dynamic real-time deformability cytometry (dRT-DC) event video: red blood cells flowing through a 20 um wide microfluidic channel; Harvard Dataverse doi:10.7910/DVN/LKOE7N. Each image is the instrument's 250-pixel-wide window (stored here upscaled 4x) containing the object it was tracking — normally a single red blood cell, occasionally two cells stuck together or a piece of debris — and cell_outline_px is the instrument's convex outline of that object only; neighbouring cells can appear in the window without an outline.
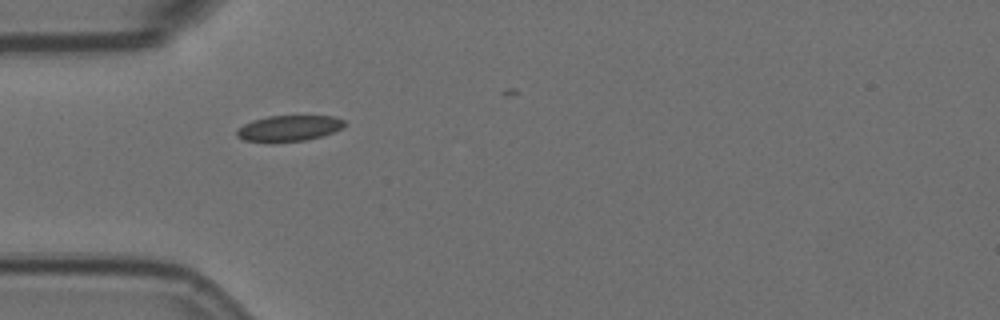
{"species": "Egyptian fruit bat (a non-hibernating species)", "species_latin": "Rousettus aegyptiacus", "temperature_condition": "room temperature", "stored_images_in_passage": 5, "camera_frame_rate_fps": 3000, "um_per_image_px": 0.085, "animal": {"sex": "female"}, "frame": {"image": 1, "passage_image": 1, "time_ms": 0.0, "image_size_px": [1000, 320], "cell_outline_px": [[344, 128], [324, 136], [308, 140], [244, 140], [236, 136], [236, 132], [244, 124], [252, 120], [268, 116], [336, 116], [344, 120]], "centroid_in_image_um": [24.64, 10.87], "position_along_channel_um": 60.4, "area_um2": 15.84}}
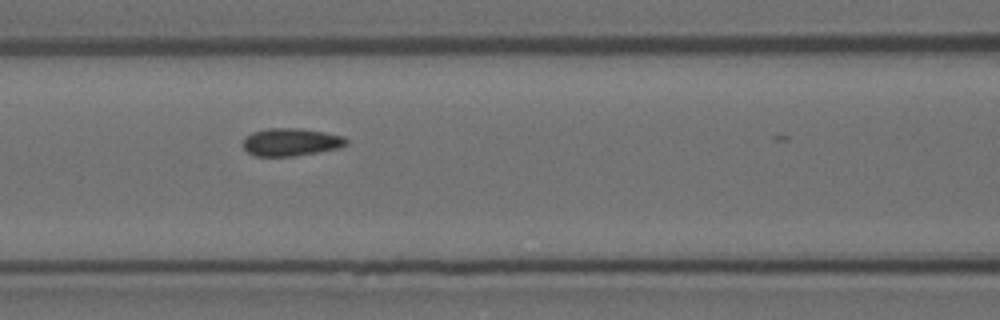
{"frame": {"image": 2, "passage_image": 3, "time_ms": 0.667, "image_size_px": [1000, 320], "cell_outline_px": [[348, 144], [340, 148], [292, 156], [256, 156], [248, 152], [244, 148], [244, 140], [252, 132], [268, 128], [300, 128], [324, 132], [344, 136], [348, 140]], "centroid_in_image_um": [24.77, 12.07], "position_along_channel_um": 141.8, "area_um2": 16.59}}
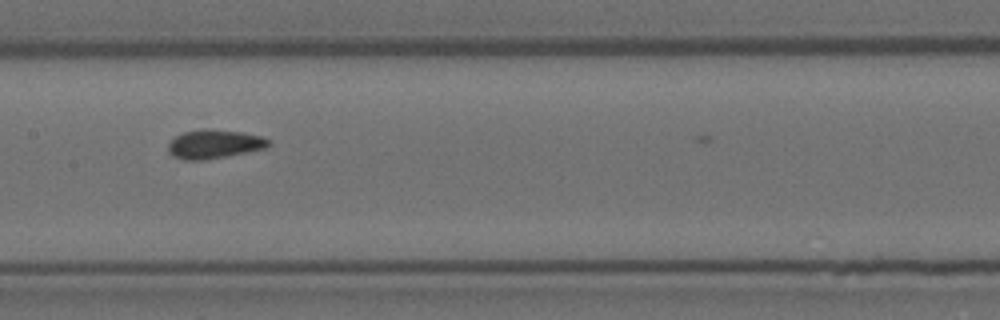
{"frame": {"image": 3, "passage_image": 4, "time_ms": 1.0, "image_size_px": [1000, 320], "cell_outline_px": [[272, 144], [264, 148], [248, 152], [204, 160], [184, 160], [168, 152], [168, 144], [176, 136], [184, 132], [244, 132], [264, 136], [272, 140]], "centroid_in_image_um": [18.29, 12.29], "position_along_channel_um": 189.1, "area_um2": 16.13}}